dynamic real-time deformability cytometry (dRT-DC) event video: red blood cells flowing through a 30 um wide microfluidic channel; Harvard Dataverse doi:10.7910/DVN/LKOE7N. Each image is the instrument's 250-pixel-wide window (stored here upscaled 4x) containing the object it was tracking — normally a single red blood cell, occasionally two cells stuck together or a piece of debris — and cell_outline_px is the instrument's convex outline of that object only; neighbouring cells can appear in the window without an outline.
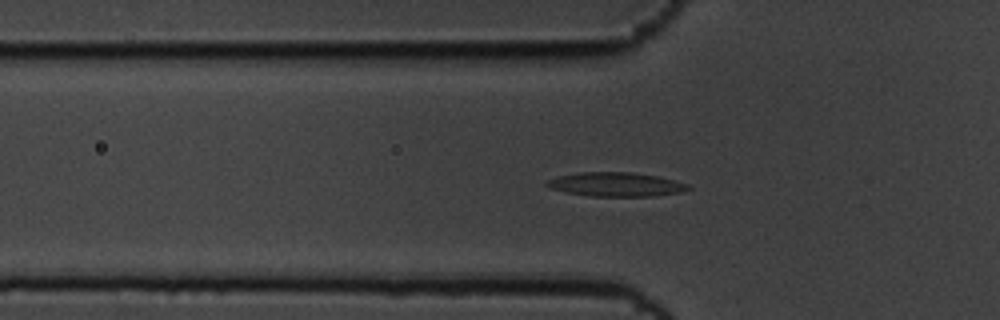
{"species": "common noctule bat (a hibernating species)", "species_latin": "Nyctalus noctula", "temperature_condition": "cold", "stored_images_in_passage": 60, "camera_frame_rate_fps": 3000, "um_per_image_px": 0.085, "animal": {"sex": "male", "body_mass_g": 19.5, "forearm_length_mm": 54.6}, "frame": {"image": 1, "passage_image": 20, "time_ms": 6.333, "image_size_px": [1000, 320], "cell_outline_px": [[692, 188], [680, 192], [652, 196], [588, 196], [568, 192], [552, 188], [544, 184], [548, 180], [556, 176], [580, 172], [632, 172], [656, 176], [688, 184]], "centroid_in_image_um": [52.34, 15.67], "position_along_channel_um": 73.5, "area_um2": 19.59}}
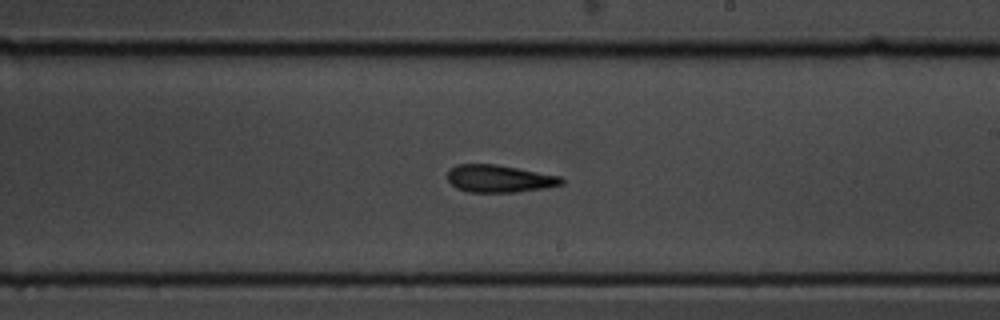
{"frame": {"image": 2, "passage_image": 35, "time_ms": 11.333, "image_size_px": [1000, 320], "cell_outline_px": [[564, 184], [544, 188], [516, 192], [468, 192], [456, 188], [448, 180], [448, 172], [456, 164], [496, 164], [564, 176]], "centroid_in_image_um": [42.49, 15.18], "position_along_channel_um": 246.5, "area_um2": 18.38}}
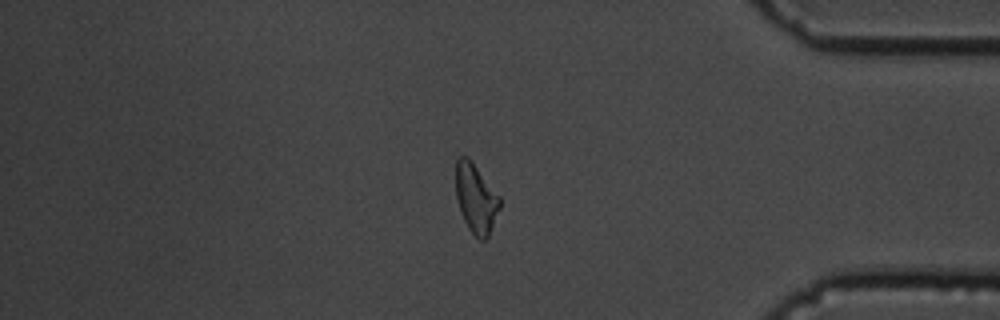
{"frame": {"image": 3, "passage_image": 50, "time_ms": 16.333, "image_size_px": [1000, 320], "cell_outline_px": [[500, 208], [488, 236], [484, 240], [480, 240], [468, 228], [460, 212], [456, 196], [456, 160], [460, 156], [468, 156], [472, 160], [500, 196]], "centroid_in_image_um": [40.45, 16.83], "position_along_channel_um": 394.8, "area_um2": 17.8}, "authors_computed_cell_mechanics": {"area_um2": 18.4093, "velocity_mm_per_s": 3.4618, "shape_relaxation_time_tau1_ms": 7.2703, "shape_relaxation_time_tau2_ms": 4.5691, "deformation_change_tau1": 0.224, "deformation_change_tau2": 0.155}}